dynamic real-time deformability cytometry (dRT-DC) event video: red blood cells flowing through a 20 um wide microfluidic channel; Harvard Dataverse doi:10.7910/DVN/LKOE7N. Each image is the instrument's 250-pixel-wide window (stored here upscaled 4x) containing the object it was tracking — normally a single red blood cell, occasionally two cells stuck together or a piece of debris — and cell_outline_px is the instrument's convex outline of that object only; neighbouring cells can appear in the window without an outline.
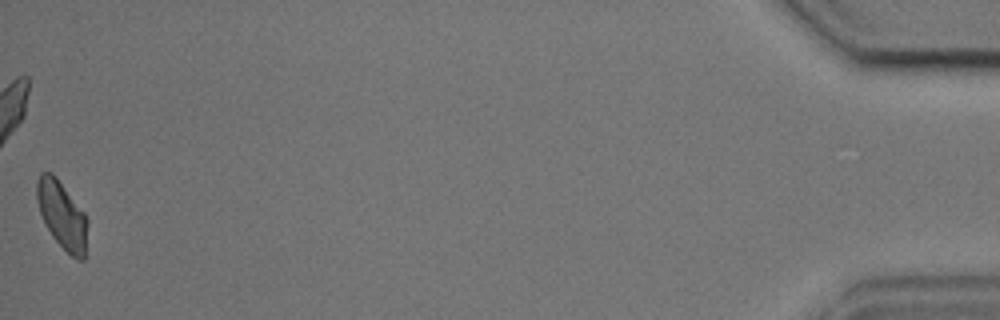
{"species": "common noctule bat (a hibernating species)", "species_latin": "Nyctalus noctula", "temperature_condition": "cold", "stored_images_in_passage": 53, "camera_frame_rate_fps": 3000, "um_per_image_px": 0.085, "animal": {"sex": "male", "body_mass_g": 17.9, "forearm_length_mm": 54.2}, "frame": {"image": 1, "passage_image": 53, "time_ms": 17.333, "image_size_px": [1000, 320], "cell_outline_px": [[88, 224], [84, 260], [76, 260], [52, 236], [44, 224], [36, 200], [36, 180], [40, 172], [52, 172], [56, 176], [84, 212], [88, 220]], "centroid_in_image_um": [5.26, 18.26], "position_along_channel_um": 429.9, "area_um2": 20.06}, "authors_computed_cell_mechanics": {"area_um2": 20.9814, "velocity_mm_per_s": 3.634, "shape_relaxation_time_tau1_ms": 6.2004, "shape_relaxation_time_tau2_ms": 8.207, "deformation_change_tau1": 0.1038, "deformation_change_tau2": 0.0734}}